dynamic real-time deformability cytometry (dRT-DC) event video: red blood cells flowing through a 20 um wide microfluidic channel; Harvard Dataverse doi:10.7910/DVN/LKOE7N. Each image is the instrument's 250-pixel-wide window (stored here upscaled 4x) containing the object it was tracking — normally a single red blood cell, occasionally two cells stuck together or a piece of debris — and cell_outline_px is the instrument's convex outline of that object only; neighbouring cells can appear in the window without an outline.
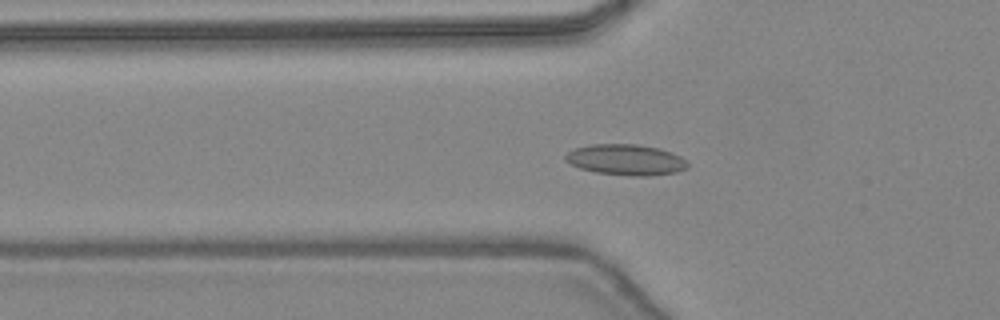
{"species": "common noctule bat (a hibernating species)", "species_latin": "Nyctalus noctula", "temperature_condition": "warm", "stored_images_in_passage": 48, "camera_frame_rate_fps": 3000, "um_per_image_px": 0.085, "animal": {"sex": "female", "body_mass_g": 24.6, "forearm_length_mm": 56.2}, "frame": {"image": 1, "passage_image": 18, "time_ms": 5.667, "image_size_px": [1000, 320], "cell_outline_px": [[688, 168], [676, 172], [648, 176], [632, 176], [596, 172], [580, 168], [564, 160], [564, 156], [568, 152], [576, 148], [592, 144], [636, 144], [660, 148], [672, 152], [680, 156], [688, 164]], "centroid_in_image_um": [53.21, 13.58], "position_along_channel_um": 72.6, "area_um2": 21.91}}
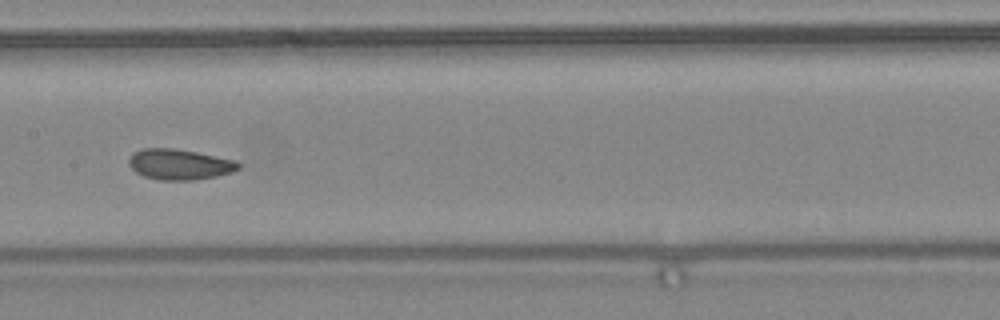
{"frame": {"image": 2, "passage_image": 26, "time_ms": 8.333, "image_size_px": [1000, 320], "cell_outline_px": [[240, 168], [232, 172], [216, 176], [192, 180], [160, 180], [144, 176], [136, 172], [128, 164], [128, 160], [132, 152], [144, 148], [172, 148], [196, 152], [232, 160], [240, 164]], "centroid_in_image_um": [15.21, 13.97], "position_along_channel_um": 192.2, "area_um2": 19.36}}
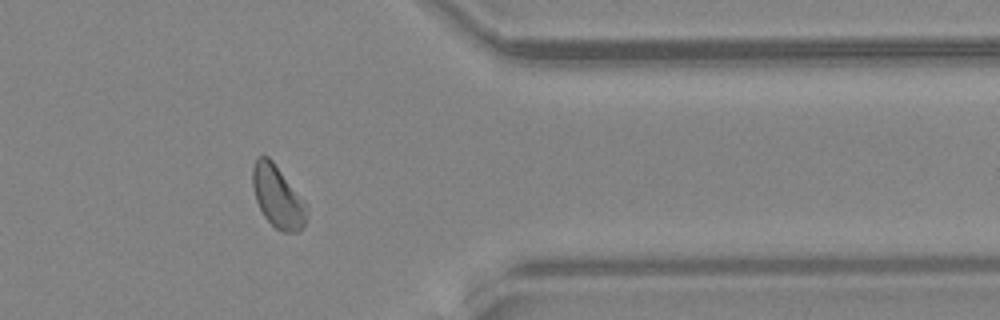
{"frame": {"image": 3, "passage_image": 40, "time_ms": 13.0, "image_size_px": [1000, 320], "cell_outline_px": [[308, 204], [304, 224], [296, 232], [280, 232], [264, 216], [256, 200], [252, 184], [252, 168], [256, 156], [268, 156], [272, 160]], "centroid_in_image_um": [23.6, 16.7], "position_along_channel_um": 387.8, "area_um2": 19.54}, "authors_computed_cell_mechanics": {"area_um2": 19.652, "velocity_mm_per_s": 4.4557, "shape_relaxation_time_tau1_ms": null, "shape_relaxation_time_tau2_ms": 1.4988, "deformation_change_tau1": null, "deformation_change_tau2": 0.056}}